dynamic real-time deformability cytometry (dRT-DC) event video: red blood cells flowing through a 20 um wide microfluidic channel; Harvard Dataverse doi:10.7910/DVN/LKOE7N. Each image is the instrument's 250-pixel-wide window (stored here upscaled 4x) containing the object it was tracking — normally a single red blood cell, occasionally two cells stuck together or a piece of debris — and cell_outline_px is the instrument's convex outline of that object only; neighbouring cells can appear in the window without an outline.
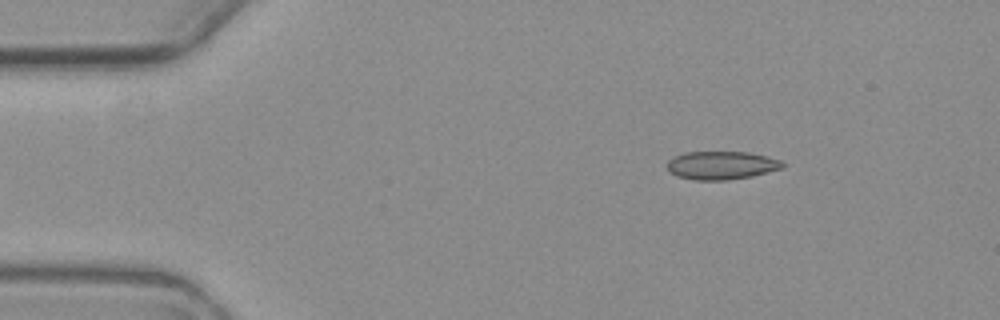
{"species": "common noctule bat (a hibernating species)", "species_latin": "Nyctalus noctula", "temperature_condition": "warm", "stored_images_in_passage": 3, "camera_frame_rate_fps": 3000, "um_per_image_px": 0.085, "animal": {"sex": "female", "body_mass_g": 19.3, "forearm_length_mm": 54.1}, "frame": {"image": 1, "passage_image": 3, "time_ms": 2.333, "image_size_px": [1000, 320], "cell_outline_px": [[784, 168], [752, 176], [728, 180], [696, 180], [676, 176], [668, 172], [668, 160], [672, 156], [684, 152], [748, 152], [780, 160], [784, 164]], "centroid_in_image_um": [61.29, 14.05], "position_along_channel_um": 23.7, "area_um2": 19.07}}